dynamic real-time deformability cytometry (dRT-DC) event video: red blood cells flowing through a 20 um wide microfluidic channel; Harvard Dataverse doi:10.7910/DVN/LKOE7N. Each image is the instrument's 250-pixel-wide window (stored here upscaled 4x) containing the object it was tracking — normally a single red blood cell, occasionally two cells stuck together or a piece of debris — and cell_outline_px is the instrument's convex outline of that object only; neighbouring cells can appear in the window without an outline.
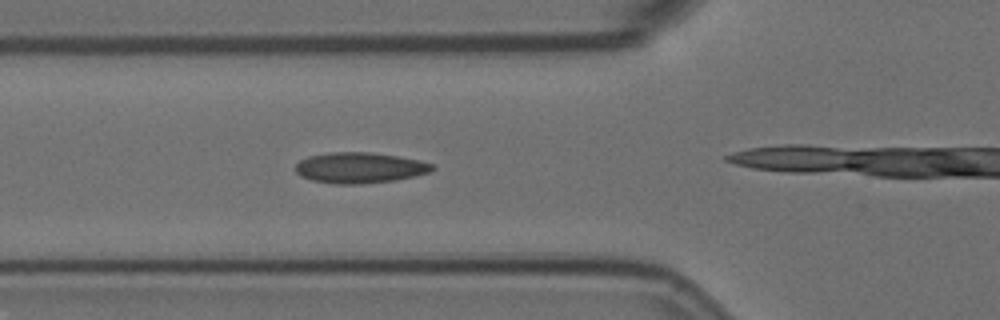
{"species": "Egyptian fruit bat (a non-hibernating species)", "species_latin": "Rousettus aegyptiacus", "temperature_condition": "room temperature", "stored_images_in_passage": 6, "camera_frame_rate_fps": 3000, "um_per_image_px": 0.085, "animal": {"sex": "female"}, "frame": {"image": 1, "passage_image": 5, "time_ms": 1.333, "image_size_px": [1000, 320], "cell_outline_px": [[436, 168], [428, 172], [396, 180], [360, 184], [336, 184], [312, 180], [300, 176], [296, 172], [296, 164], [300, 160], [308, 156], [328, 152], [368, 152], [396, 156], [420, 160], [436, 164]], "centroid_in_image_um": [30.57, 14.25], "position_along_channel_um": 95.2, "area_um2": 24.51}}